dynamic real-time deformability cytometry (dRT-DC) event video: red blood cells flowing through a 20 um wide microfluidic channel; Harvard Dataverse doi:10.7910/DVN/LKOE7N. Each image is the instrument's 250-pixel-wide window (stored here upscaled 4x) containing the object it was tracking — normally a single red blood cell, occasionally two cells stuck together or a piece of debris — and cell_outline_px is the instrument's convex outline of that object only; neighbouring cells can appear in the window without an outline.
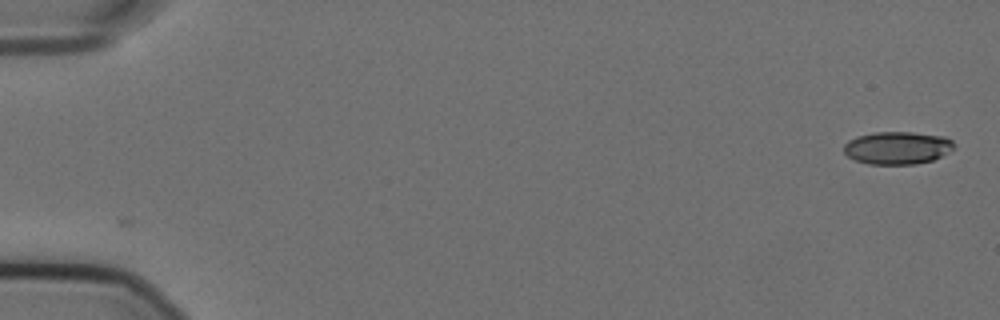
{"species": "Egyptian fruit bat (a non-hibernating species)", "species_latin": "Rousettus aegyptiacus", "temperature_condition": "cold", "stored_images_in_passage": 52, "camera_frame_rate_fps": 3000, "um_per_image_px": 0.085, "animal": {"sex": "female"}, "frame": {"image": 1, "passage_image": 1, "time_ms": 0.0, "image_size_px": [1000, 320], "cell_outline_px": [[952, 148], [948, 152], [932, 160], [916, 164], [868, 164], [856, 160], [848, 156], [844, 152], [844, 144], [848, 140], [856, 136], [876, 132], [912, 132], [944, 136], [952, 140]], "centroid_in_image_um": [76.24, 12.56], "position_along_channel_um": 8.8, "area_um2": 20.87}}
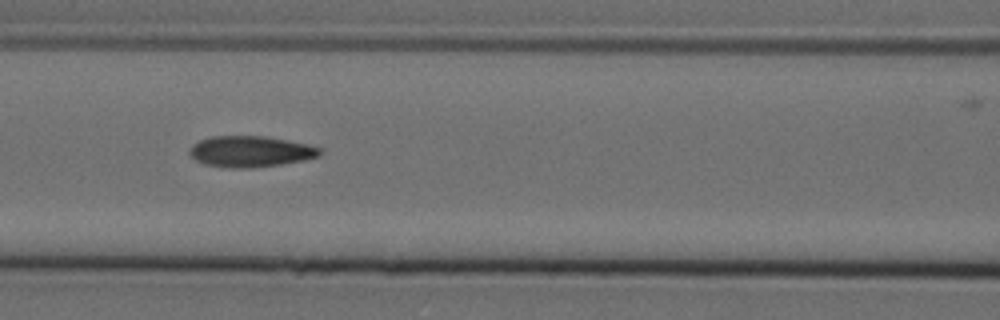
{"frame": {"image": 2, "passage_image": 25, "time_ms": 8.0, "image_size_px": [1000, 320], "cell_outline_px": [[320, 156], [304, 160], [280, 164], [252, 168], [228, 168], [204, 164], [196, 160], [188, 152], [188, 148], [200, 140], [212, 136], [264, 136], [288, 140], [308, 144], [320, 148]], "centroid_in_image_um": [21.27, 12.88], "position_along_channel_um": 145.3, "area_um2": 23.58}}
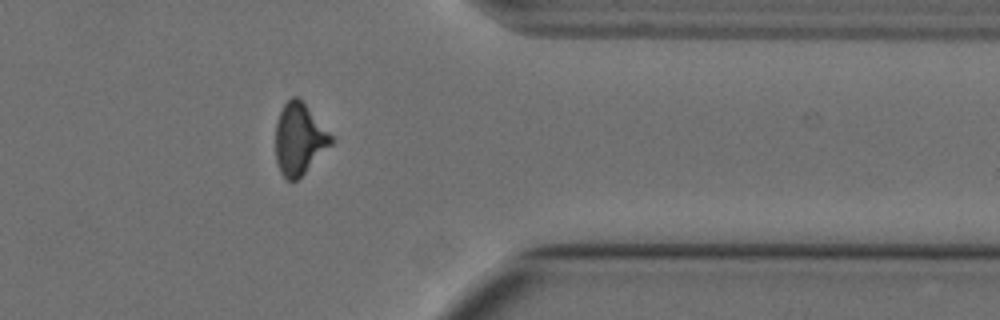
{"frame": {"image": 3, "passage_image": 46, "time_ms": 15.0, "image_size_px": [1000, 320], "cell_outline_px": [[332, 144], [292, 184], [280, 172], [276, 160], [276, 120], [284, 104], [292, 96], [300, 96], [332, 136]], "centroid_in_image_um": [25.42, 11.78], "position_along_channel_um": 386.0, "area_um2": 23.0}}